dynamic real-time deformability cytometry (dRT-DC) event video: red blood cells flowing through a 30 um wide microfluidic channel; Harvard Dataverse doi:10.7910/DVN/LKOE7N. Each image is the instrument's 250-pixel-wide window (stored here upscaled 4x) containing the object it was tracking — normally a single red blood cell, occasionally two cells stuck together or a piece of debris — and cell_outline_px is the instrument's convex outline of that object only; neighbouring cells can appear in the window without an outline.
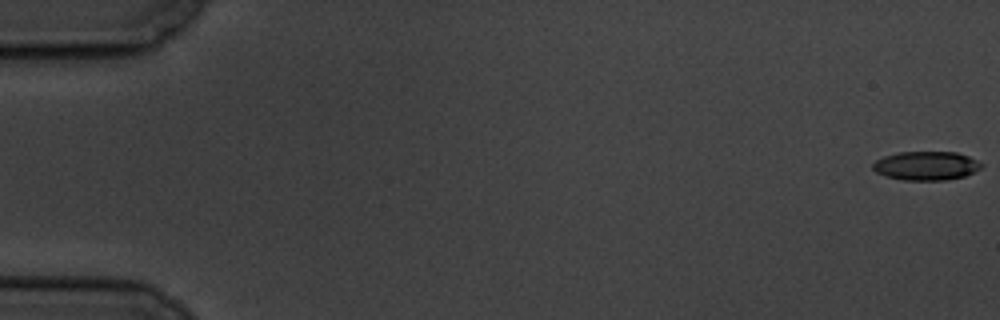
{"species": "common noctule bat (a hibernating species)", "species_latin": "Nyctalus noctula", "temperature_condition": "cold", "stored_images_in_passage": 16, "camera_frame_rate_fps": 3000, "um_per_image_px": 0.085, "animal": {"sex": "male", "body_mass_g": 19.5, "forearm_length_mm": 54.6}, "frame": {"image": 1, "passage_image": 1, "time_ms": 0.0, "image_size_px": [1000, 320], "cell_outline_px": [[984, 164], [980, 168], [964, 176], [944, 180], [904, 180], [888, 176], [876, 172], [872, 168], [872, 164], [876, 160], [884, 156], [896, 152], [956, 152], [968, 156]], "centroid_in_image_um": [78.71, 14.08], "position_along_channel_um": 6.3, "area_um2": 18.09}}
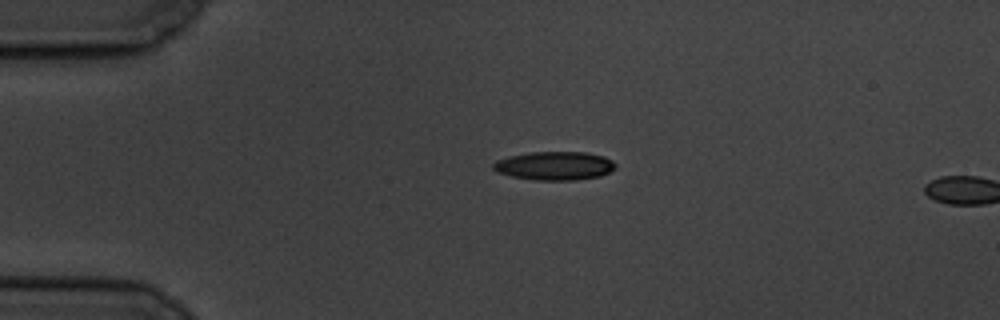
{"frame": {"image": 2, "passage_image": 14, "time_ms": 4.333, "image_size_px": [1000, 320], "cell_outline_px": [[616, 168], [600, 176], [576, 180], [532, 180], [512, 176], [496, 172], [492, 168], [492, 164], [496, 160], [508, 156], [532, 152], [584, 152], [604, 156], [612, 160], [616, 164]], "centroid_in_image_um": [47.12, 14.09], "position_along_channel_um": 37.9, "area_um2": 20.46}}